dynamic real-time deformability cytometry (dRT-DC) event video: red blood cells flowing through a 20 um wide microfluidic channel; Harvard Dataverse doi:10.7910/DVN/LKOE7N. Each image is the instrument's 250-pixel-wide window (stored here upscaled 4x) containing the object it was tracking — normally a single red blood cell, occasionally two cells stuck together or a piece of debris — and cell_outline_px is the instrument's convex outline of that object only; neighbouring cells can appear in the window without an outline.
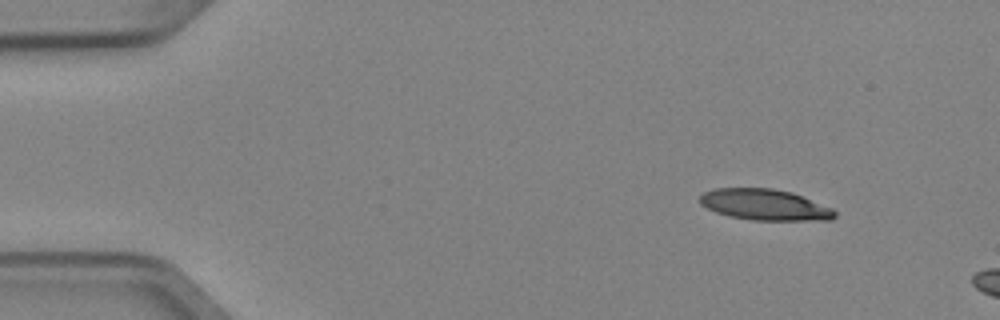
{"species": "Egyptian fruit bat (a non-hibernating species)", "species_latin": "Rousettus aegyptiacus", "temperature_condition": "cold", "stored_images_in_passage": 3, "camera_frame_rate_fps": 3000, "um_per_image_px": 0.085, "animal": {"sex": "female"}, "frame": {"image": 1, "passage_image": 1, "time_ms": 0.0, "image_size_px": [1000, 320], "cell_outline_px": [[836, 216], [832, 220], [752, 220], [732, 216], [716, 212], [700, 204], [700, 196], [704, 192], [716, 188], [772, 188], [792, 192], [832, 208], [836, 212]], "centroid_in_image_um": [65.02, 17.4], "position_along_channel_um": 20.0, "area_um2": 24.28}}